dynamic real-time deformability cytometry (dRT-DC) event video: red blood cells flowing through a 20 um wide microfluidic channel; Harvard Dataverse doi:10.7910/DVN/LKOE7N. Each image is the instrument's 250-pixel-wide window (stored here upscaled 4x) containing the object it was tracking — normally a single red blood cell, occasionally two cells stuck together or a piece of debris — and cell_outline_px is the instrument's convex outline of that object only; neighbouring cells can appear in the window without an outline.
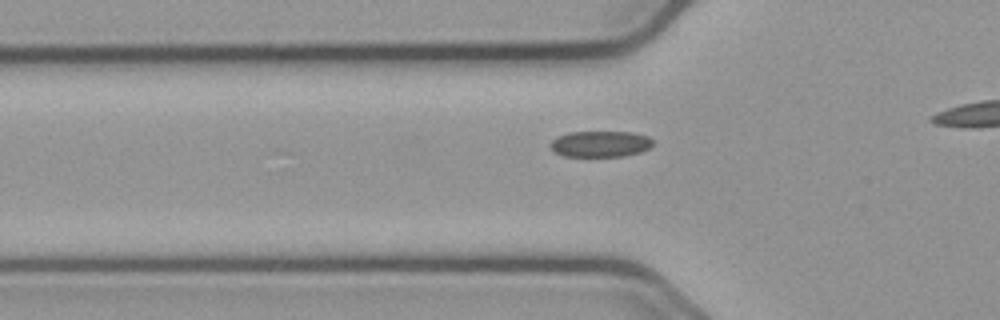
{"species": "common noctule bat (a hibernating species)", "species_latin": "Nyctalus noctula", "temperature_condition": "cold", "stored_images_in_passage": 15, "camera_frame_rate_fps": 3000, "um_per_image_px": 0.085, "animal": {"sex": "male", "body_mass_g": 23.1, "forearm_length_mm": 52.7}, "frame": {"image": 1, "passage_image": 2, "time_ms": 0.333, "image_size_px": [1000, 320], "cell_outline_px": [[652, 144], [648, 148], [640, 152], [624, 156], [564, 156], [556, 152], [548, 144], [552, 140], [568, 132], [632, 132], [648, 136], [652, 140]], "centroid_in_image_um": [51.03, 12.23], "position_along_channel_um": 74.8, "area_um2": 15.43}}
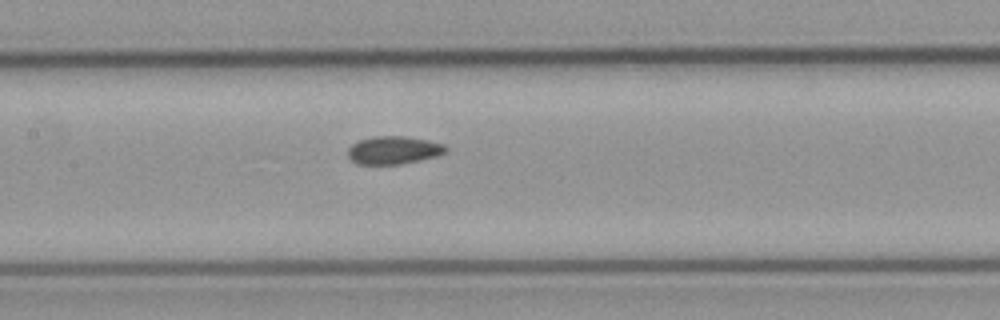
{"frame": {"image": 2, "passage_image": 10, "time_ms": 3.0, "image_size_px": [1000, 320], "cell_outline_px": [[448, 152], [436, 156], [420, 160], [400, 164], [356, 164], [348, 156], [348, 148], [352, 144], [360, 140], [372, 136], [404, 136], [428, 140], [444, 144], [448, 148]], "centroid_in_image_um": [33.47, 12.76], "position_along_channel_um": 173.9, "area_um2": 16.01}}
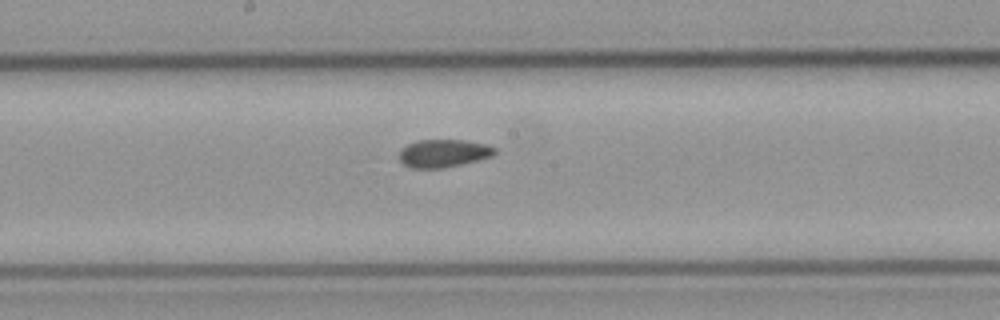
{"frame": {"image": 3, "passage_image": 13, "time_ms": 4.0, "image_size_px": [1000, 320], "cell_outline_px": [[496, 152], [492, 156], [444, 168], [408, 168], [400, 160], [400, 148], [416, 140], [464, 140], [488, 144], [496, 148]], "centroid_in_image_um": [37.68, 13.02], "position_along_channel_um": 210.5, "area_um2": 15.55}}